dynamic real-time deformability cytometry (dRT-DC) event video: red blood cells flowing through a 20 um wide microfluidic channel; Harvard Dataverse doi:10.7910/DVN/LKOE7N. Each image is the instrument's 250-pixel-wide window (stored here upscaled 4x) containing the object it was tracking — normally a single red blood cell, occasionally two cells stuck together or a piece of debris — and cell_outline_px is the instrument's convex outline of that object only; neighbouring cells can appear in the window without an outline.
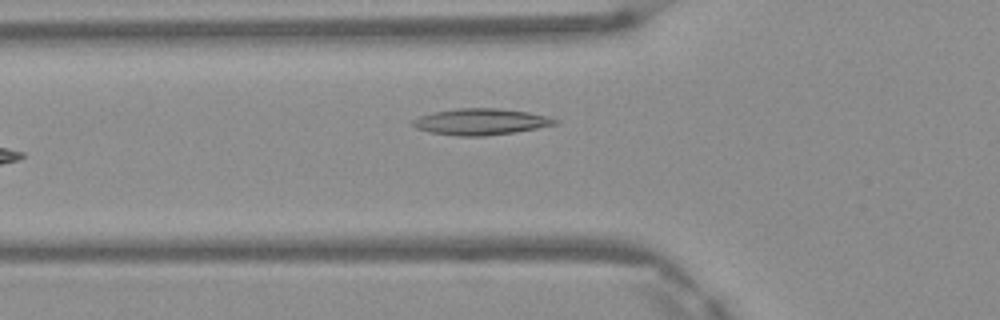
{"species": "Egyptian fruit bat (a non-hibernating species)", "species_latin": "Rousettus aegyptiacus", "temperature_condition": "warm", "stored_images_in_passage": 6, "camera_frame_rate_fps": 3000, "um_per_image_px": 0.085, "frame": {"image": 1, "passage_image": 6, "time_ms": 1.667, "image_size_px": [1000, 320], "cell_outline_px": [[560, 120], [556, 124], [516, 132], [484, 136], [456, 136], [432, 132], [416, 128], [408, 124], [412, 120], [420, 116], [432, 112], [460, 108], [496, 108], [528, 112], [548, 116]], "centroid_in_image_um": [40.85, 10.35], "position_along_channel_um": 85.0, "area_um2": 21.85}}